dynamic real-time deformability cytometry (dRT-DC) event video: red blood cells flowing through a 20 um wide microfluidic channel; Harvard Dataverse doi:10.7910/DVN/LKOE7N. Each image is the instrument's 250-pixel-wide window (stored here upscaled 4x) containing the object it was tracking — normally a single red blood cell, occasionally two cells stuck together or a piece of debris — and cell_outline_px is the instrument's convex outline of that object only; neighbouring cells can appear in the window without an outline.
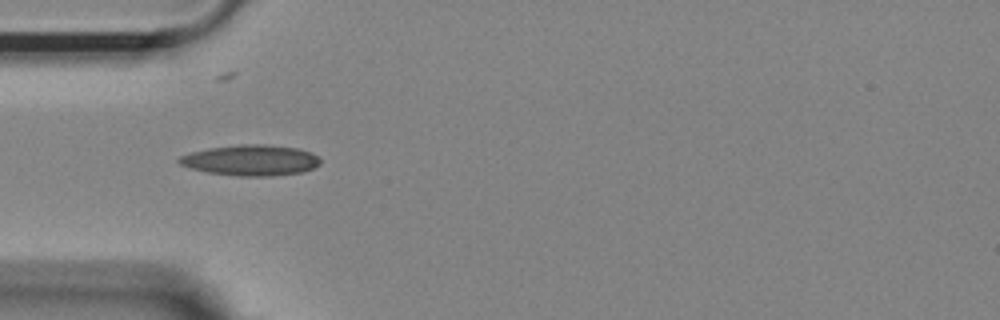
{"species": "Egyptian fruit bat (a non-hibernating species)", "species_latin": "Rousettus aegyptiacus", "temperature_condition": "room temperature", "stored_images_in_passage": 38, "camera_frame_rate_fps": 3000, "um_per_image_px": 0.085, "animal": {"sex": "female"}, "frame": {"image": 1, "passage_image": 1, "time_ms": 0.0, "image_size_px": [1000, 320], "cell_outline_px": [[320, 164], [312, 168], [300, 172], [272, 176], [240, 176], [208, 172], [192, 168], [180, 164], [176, 160], [180, 156], [192, 152], [208, 148], [240, 144], [264, 144], [296, 148], [312, 152], [320, 160]], "centroid_in_image_um": [21.31, 13.61], "position_along_channel_um": 63.7, "area_um2": 25.09}}
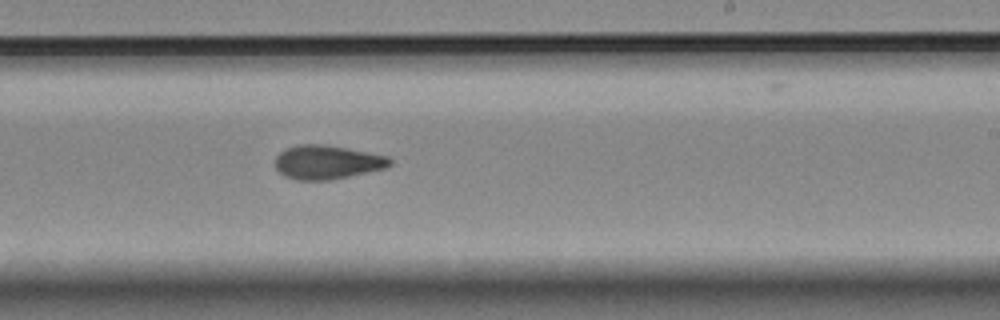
{"frame": {"image": 2, "passage_image": 17, "time_ms": 5.333, "image_size_px": [1000, 320], "cell_outline_px": [[392, 164], [384, 168], [348, 176], [328, 180], [296, 180], [284, 176], [276, 168], [276, 156], [284, 148], [296, 144], [324, 144], [388, 156], [392, 160]], "centroid_in_image_um": [27.77, 13.77], "position_along_channel_um": 261.2, "area_um2": 22.54}}
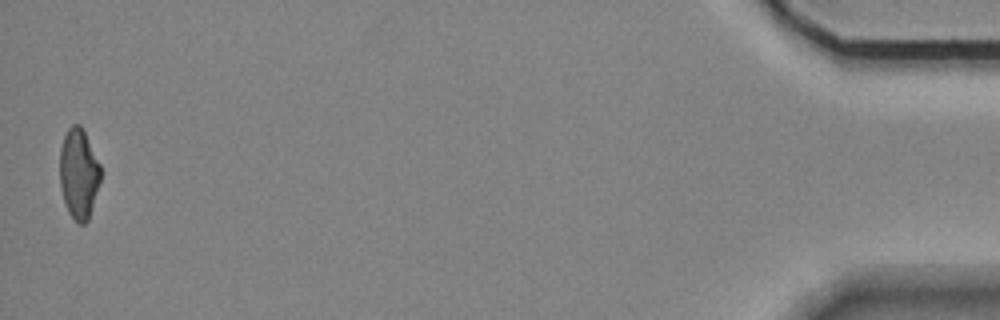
{"frame": {"image": 3, "passage_image": 38, "time_ms": 12.333, "image_size_px": [1000, 320], "cell_outline_px": [[100, 180], [88, 220], [84, 224], [80, 224], [68, 212], [64, 200], [60, 184], [60, 148], [64, 136], [68, 128], [72, 124], [80, 124], [100, 164]], "centroid_in_image_um": [6.68, 14.74], "position_along_channel_um": 428.5, "area_um2": 21.1}, "authors_computed_cell_mechanics": {"area_um2": 22.4553, "velocity_mm_per_s": 3.7072, "shape_relaxation_time_tau1_ms": 9.6871, "shape_relaxation_time_tau2_ms": 4.2461, "deformation_change_tau1": 0.2313, "deformation_change_tau2": 0.1069}}